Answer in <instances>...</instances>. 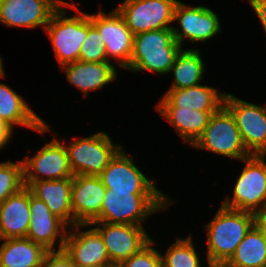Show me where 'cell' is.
<instances>
[{
  "instance_id": "cell-10",
  "label": "cell",
  "mask_w": 266,
  "mask_h": 267,
  "mask_svg": "<svg viewBox=\"0 0 266 267\" xmlns=\"http://www.w3.org/2000/svg\"><path fill=\"white\" fill-rule=\"evenodd\" d=\"M95 225V226H94ZM99 232L114 267L139 252L152 238L144 226L132 224L92 222Z\"/></svg>"
},
{
  "instance_id": "cell-3",
  "label": "cell",
  "mask_w": 266,
  "mask_h": 267,
  "mask_svg": "<svg viewBox=\"0 0 266 267\" xmlns=\"http://www.w3.org/2000/svg\"><path fill=\"white\" fill-rule=\"evenodd\" d=\"M181 45L175 40L172 28L147 31L133 36L131 72L150 71L158 75L169 73Z\"/></svg>"
},
{
  "instance_id": "cell-14",
  "label": "cell",
  "mask_w": 266,
  "mask_h": 267,
  "mask_svg": "<svg viewBox=\"0 0 266 267\" xmlns=\"http://www.w3.org/2000/svg\"><path fill=\"white\" fill-rule=\"evenodd\" d=\"M122 147L99 175L106 189L113 192H162L155 179H148L133 163Z\"/></svg>"
},
{
  "instance_id": "cell-4",
  "label": "cell",
  "mask_w": 266,
  "mask_h": 267,
  "mask_svg": "<svg viewBox=\"0 0 266 267\" xmlns=\"http://www.w3.org/2000/svg\"><path fill=\"white\" fill-rule=\"evenodd\" d=\"M74 9L78 14L66 17L67 8ZM59 65L79 60L80 48L87 36V14L77 5L69 2L63 4L52 14L45 28Z\"/></svg>"
},
{
  "instance_id": "cell-6",
  "label": "cell",
  "mask_w": 266,
  "mask_h": 267,
  "mask_svg": "<svg viewBox=\"0 0 266 267\" xmlns=\"http://www.w3.org/2000/svg\"><path fill=\"white\" fill-rule=\"evenodd\" d=\"M73 175L99 176L123 147L113 144L105 132L78 138L64 145Z\"/></svg>"
},
{
  "instance_id": "cell-13",
  "label": "cell",
  "mask_w": 266,
  "mask_h": 267,
  "mask_svg": "<svg viewBox=\"0 0 266 267\" xmlns=\"http://www.w3.org/2000/svg\"><path fill=\"white\" fill-rule=\"evenodd\" d=\"M101 10L97 14H89L91 23L104 40L107 60L116 59L118 68L125 69L131 60L134 35L116 8L108 14Z\"/></svg>"
},
{
  "instance_id": "cell-33",
  "label": "cell",
  "mask_w": 266,
  "mask_h": 267,
  "mask_svg": "<svg viewBox=\"0 0 266 267\" xmlns=\"http://www.w3.org/2000/svg\"><path fill=\"white\" fill-rule=\"evenodd\" d=\"M258 18L260 19L263 29L266 33V0H248Z\"/></svg>"
},
{
  "instance_id": "cell-18",
  "label": "cell",
  "mask_w": 266,
  "mask_h": 267,
  "mask_svg": "<svg viewBox=\"0 0 266 267\" xmlns=\"http://www.w3.org/2000/svg\"><path fill=\"white\" fill-rule=\"evenodd\" d=\"M105 193L99 176L73 175L71 203L75 225L100 222Z\"/></svg>"
},
{
  "instance_id": "cell-29",
  "label": "cell",
  "mask_w": 266,
  "mask_h": 267,
  "mask_svg": "<svg viewBox=\"0 0 266 267\" xmlns=\"http://www.w3.org/2000/svg\"><path fill=\"white\" fill-rule=\"evenodd\" d=\"M24 187L23 160L0 162V203Z\"/></svg>"
},
{
  "instance_id": "cell-24",
  "label": "cell",
  "mask_w": 266,
  "mask_h": 267,
  "mask_svg": "<svg viewBox=\"0 0 266 267\" xmlns=\"http://www.w3.org/2000/svg\"><path fill=\"white\" fill-rule=\"evenodd\" d=\"M164 119L175 127L178 135L190 147L202 135L211 116L217 111H199L180 107H156Z\"/></svg>"
},
{
  "instance_id": "cell-26",
  "label": "cell",
  "mask_w": 266,
  "mask_h": 267,
  "mask_svg": "<svg viewBox=\"0 0 266 267\" xmlns=\"http://www.w3.org/2000/svg\"><path fill=\"white\" fill-rule=\"evenodd\" d=\"M266 265V240L255 223L239 243L235 253L222 267H263Z\"/></svg>"
},
{
  "instance_id": "cell-12",
  "label": "cell",
  "mask_w": 266,
  "mask_h": 267,
  "mask_svg": "<svg viewBox=\"0 0 266 267\" xmlns=\"http://www.w3.org/2000/svg\"><path fill=\"white\" fill-rule=\"evenodd\" d=\"M173 21L180 29L172 27L175 40L183 46L184 39L191 43L208 41L221 31L220 19L207 6H192L178 1L174 9Z\"/></svg>"
},
{
  "instance_id": "cell-17",
  "label": "cell",
  "mask_w": 266,
  "mask_h": 267,
  "mask_svg": "<svg viewBox=\"0 0 266 267\" xmlns=\"http://www.w3.org/2000/svg\"><path fill=\"white\" fill-rule=\"evenodd\" d=\"M29 206L31 219L26 238L41 245L47 251L62 250L69 227L49 210L44 201L35 197L31 191ZM56 240L59 241L58 245L55 243Z\"/></svg>"
},
{
  "instance_id": "cell-38",
  "label": "cell",
  "mask_w": 266,
  "mask_h": 267,
  "mask_svg": "<svg viewBox=\"0 0 266 267\" xmlns=\"http://www.w3.org/2000/svg\"><path fill=\"white\" fill-rule=\"evenodd\" d=\"M85 267H114V266H85Z\"/></svg>"
},
{
  "instance_id": "cell-16",
  "label": "cell",
  "mask_w": 266,
  "mask_h": 267,
  "mask_svg": "<svg viewBox=\"0 0 266 267\" xmlns=\"http://www.w3.org/2000/svg\"><path fill=\"white\" fill-rule=\"evenodd\" d=\"M64 0H0V22L9 27L44 30Z\"/></svg>"
},
{
  "instance_id": "cell-9",
  "label": "cell",
  "mask_w": 266,
  "mask_h": 267,
  "mask_svg": "<svg viewBox=\"0 0 266 267\" xmlns=\"http://www.w3.org/2000/svg\"><path fill=\"white\" fill-rule=\"evenodd\" d=\"M178 0H124L116 9L133 35L172 28Z\"/></svg>"
},
{
  "instance_id": "cell-22",
  "label": "cell",
  "mask_w": 266,
  "mask_h": 267,
  "mask_svg": "<svg viewBox=\"0 0 266 267\" xmlns=\"http://www.w3.org/2000/svg\"><path fill=\"white\" fill-rule=\"evenodd\" d=\"M28 188L68 227L75 225L71 203L72 177L32 182Z\"/></svg>"
},
{
  "instance_id": "cell-28",
  "label": "cell",
  "mask_w": 266,
  "mask_h": 267,
  "mask_svg": "<svg viewBox=\"0 0 266 267\" xmlns=\"http://www.w3.org/2000/svg\"><path fill=\"white\" fill-rule=\"evenodd\" d=\"M162 267H201L200 257L195 249L191 234L169 246L165 255L161 254Z\"/></svg>"
},
{
  "instance_id": "cell-2",
  "label": "cell",
  "mask_w": 266,
  "mask_h": 267,
  "mask_svg": "<svg viewBox=\"0 0 266 267\" xmlns=\"http://www.w3.org/2000/svg\"><path fill=\"white\" fill-rule=\"evenodd\" d=\"M169 198L163 192H113L106 189L100 221L143 226L151 214L164 211L175 203Z\"/></svg>"
},
{
  "instance_id": "cell-20",
  "label": "cell",
  "mask_w": 266,
  "mask_h": 267,
  "mask_svg": "<svg viewBox=\"0 0 266 267\" xmlns=\"http://www.w3.org/2000/svg\"><path fill=\"white\" fill-rule=\"evenodd\" d=\"M225 94L215 87L201 84L185 89L167 90L156 107L218 111L224 105Z\"/></svg>"
},
{
  "instance_id": "cell-32",
  "label": "cell",
  "mask_w": 266,
  "mask_h": 267,
  "mask_svg": "<svg viewBox=\"0 0 266 267\" xmlns=\"http://www.w3.org/2000/svg\"><path fill=\"white\" fill-rule=\"evenodd\" d=\"M41 267H77L70 256L62 250L47 251Z\"/></svg>"
},
{
  "instance_id": "cell-11",
  "label": "cell",
  "mask_w": 266,
  "mask_h": 267,
  "mask_svg": "<svg viewBox=\"0 0 266 267\" xmlns=\"http://www.w3.org/2000/svg\"><path fill=\"white\" fill-rule=\"evenodd\" d=\"M64 142L55 137L46 143L35 156L23 159L24 186L32 182L73 177Z\"/></svg>"
},
{
  "instance_id": "cell-27",
  "label": "cell",
  "mask_w": 266,
  "mask_h": 267,
  "mask_svg": "<svg viewBox=\"0 0 266 267\" xmlns=\"http://www.w3.org/2000/svg\"><path fill=\"white\" fill-rule=\"evenodd\" d=\"M201 52L197 49H181L176 57L169 73H173L174 82L168 90L185 89L199 85L204 73L205 66Z\"/></svg>"
},
{
  "instance_id": "cell-35",
  "label": "cell",
  "mask_w": 266,
  "mask_h": 267,
  "mask_svg": "<svg viewBox=\"0 0 266 267\" xmlns=\"http://www.w3.org/2000/svg\"><path fill=\"white\" fill-rule=\"evenodd\" d=\"M256 223L262 228L266 240V217L264 215L258 216Z\"/></svg>"
},
{
  "instance_id": "cell-23",
  "label": "cell",
  "mask_w": 266,
  "mask_h": 267,
  "mask_svg": "<svg viewBox=\"0 0 266 267\" xmlns=\"http://www.w3.org/2000/svg\"><path fill=\"white\" fill-rule=\"evenodd\" d=\"M30 189L22 187L0 203V227L4 239L26 238L31 219Z\"/></svg>"
},
{
  "instance_id": "cell-37",
  "label": "cell",
  "mask_w": 266,
  "mask_h": 267,
  "mask_svg": "<svg viewBox=\"0 0 266 267\" xmlns=\"http://www.w3.org/2000/svg\"><path fill=\"white\" fill-rule=\"evenodd\" d=\"M0 240H4L3 236H2V231H1V227H0Z\"/></svg>"
},
{
  "instance_id": "cell-1",
  "label": "cell",
  "mask_w": 266,
  "mask_h": 267,
  "mask_svg": "<svg viewBox=\"0 0 266 267\" xmlns=\"http://www.w3.org/2000/svg\"><path fill=\"white\" fill-rule=\"evenodd\" d=\"M213 217L205 226L208 242L207 266L222 267L235 253L237 246L256 223L258 216L221 205Z\"/></svg>"
},
{
  "instance_id": "cell-30",
  "label": "cell",
  "mask_w": 266,
  "mask_h": 267,
  "mask_svg": "<svg viewBox=\"0 0 266 267\" xmlns=\"http://www.w3.org/2000/svg\"><path fill=\"white\" fill-rule=\"evenodd\" d=\"M79 61L82 62H104L108 61L104 40L91 23L89 14H87V36L80 48Z\"/></svg>"
},
{
  "instance_id": "cell-15",
  "label": "cell",
  "mask_w": 266,
  "mask_h": 267,
  "mask_svg": "<svg viewBox=\"0 0 266 267\" xmlns=\"http://www.w3.org/2000/svg\"><path fill=\"white\" fill-rule=\"evenodd\" d=\"M90 224H76L66 233L64 251L77 267L113 266L99 232ZM82 227L87 230H80Z\"/></svg>"
},
{
  "instance_id": "cell-5",
  "label": "cell",
  "mask_w": 266,
  "mask_h": 267,
  "mask_svg": "<svg viewBox=\"0 0 266 267\" xmlns=\"http://www.w3.org/2000/svg\"><path fill=\"white\" fill-rule=\"evenodd\" d=\"M266 156L251 154L242 159L245 167L233 187V197L222 205L262 216L266 213Z\"/></svg>"
},
{
  "instance_id": "cell-36",
  "label": "cell",
  "mask_w": 266,
  "mask_h": 267,
  "mask_svg": "<svg viewBox=\"0 0 266 267\" xmlns=\"http://www.w3.org/2000/svg\"><path fill=\"white\" fill-rule=\"evenodd\" d=\"M4 64L2 61V57L0 56V78H4L5 77V71H4Z\"/></svg>"
},
{
  "instance_id": "cell-25",
  "label": "cell",
  "mask_w": 266,
  "mask_h": 267,
  "mask_svg": "<svg viewBox=\"0 0 266 267\" xmlns=\"http://www.w3.org/2000/svg\"><path fill=\"white\" fill-rule=\"evenodd\" d=\"M47 250L28 238H8L0 246V267H41Z\"/></svg>"
},
{
  "instance_id": "cell-31",
  "label": "cell",
  "mask_w": 266,
  "mask_h": 267,
  "mask_svg": "<svg viewBox=\"0 0 266 267\" xmlns=\"http://www.w3.org/2000/svg\"><path fill=\"white\" fill-rule=\"evenodd\" d=\"M152 244H155L154 240L116 267H162L161 253Z\"/></svg>"
},
{
  "instance_id": "cell-19",
  "label": "cell",
  "mask_w": 266,
  "mask_h": 267,
  "mask_svg": "<svg viewBox=\"0 0 266 267\" xmlns=\"http://www.w3.org/2000/svg\"><path fill=\"white\" fill-rule=\"evenodd\" d=\"M0 120L12 132L14 125L28 127L44 134L51 131L47 123L33 111L22 95L0 83Z\"/></svg>"
},
{
  "instance_id": "cell-34",
  "label": "cell",
  "mask_w": 266,
  "mask_h": 267,
  "mask_svg": "<svg viewBox=\"0 0 266 267\" xmlns=\"http://www.w3.org/2000/svg\"><path fill=\"white\" fill-rule=\"evenodd\" d=\"M12 134L13 132L0 120V150L6 147V144L12 138Z\"/></svg>"
},
{
  "instance_id": "cell-21",
  "label": "cell",
  "mask_w": 266,
  "mask_h": 267,
  "mask_svg": "<svg viewBox=\"0 0 266 267\" xmlns=\"http://www.w3.org/2000/svg\"><path fill=\"white\" fill-rule=\"evenodd\" d=\"M62 70L66 73L68 82L86 97L89 91L102 89L105 85L117 79V68L109 61L82 62L76 61L63 65Z\"/></svg>"
},
{
  "instance_id": "cell-8",
  "label": "cell",
  "mask_w": 266,
  "mask_h": 267,
  "mask_svg": "<svg viewBox=\"0 0 266 267\" xmlns=\"http://www.w3.org/2000/svg\"><path fill=\"white\" fill-rule=\"evenodd\" d=\"M224 106L237 124L242 142L250 154L266 155V107L226 93Z\"/></svg>"
},
{
  "instance_id": "cell-7",
  "label": "cell",
  "mask_w": 266,
  "mask_h": 267,
  "mask_svg": "<svg viewBox=\"0 0 266 267\" xmlns=\"http://www.w3.org/2000/svg\"><path fill=\"white\" fill-rule=\"evenodd\" d=\"M191 147L236 160L251 155L242 142L234 116L224 105L211 116L202 135Z\"/></svg>"
}]
</instances>
